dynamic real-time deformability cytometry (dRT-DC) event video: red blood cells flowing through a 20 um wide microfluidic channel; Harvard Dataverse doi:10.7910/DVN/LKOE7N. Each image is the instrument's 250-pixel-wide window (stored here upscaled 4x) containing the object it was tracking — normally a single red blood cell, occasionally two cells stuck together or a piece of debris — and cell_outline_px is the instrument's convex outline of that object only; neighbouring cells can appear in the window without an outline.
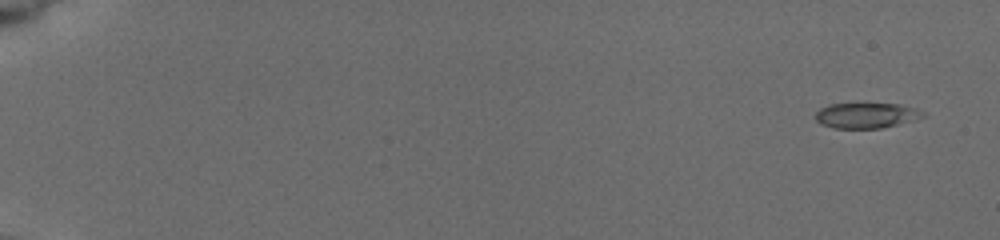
{"species": "common noctule bat (a hibernating species)", "species_latin": "Nyctalus noctula", "temperature_condition": "cold", "stored_images_in_passage": 9, "camera_frame_rate_fps": 3000, "um_per_image_px": 0.085, "animal": {"sex": "female", "body_mass_g": 19.5, "forearm_length_mm": 54.1}, "frame": {"image": 1, "passage_image": 2, "time_ms": 0.667, "image_size_px": [1000, 240], "cell_outline_px": [[924, 116], [916, 120], [880, 128], [832, 128], [820, 124], [816, 120], [816, 112], [820, 108], [828, 104], [900, 104], [916, 108], [924, 112]], "centroid_in_image_um": [73.63, 9.81], "position_along_channel_um": 11.4, "area_um2": 15.9}}
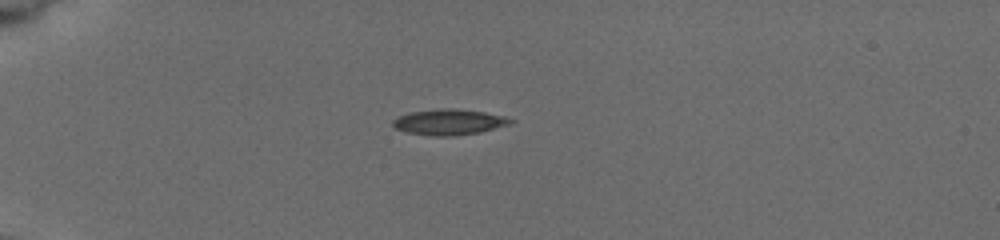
{"frame": {"image": 2, "passage_image": 7, "time_ms": 5.333, "image_size_px": [1000, 240], "cell_outline_px": [[516, 120], [512, 124], [480, 132], [452, 136], [436, 136], [404, 132], [396, 128], [392, 124], [392, 120], [408, 112], [440, 108], [456, 108], [484, 112], [504, 116]], "centroid_in_image_um": [38.19, 10.37], "position_along_channel_um": 46.8, "area_um2": 17.8}}
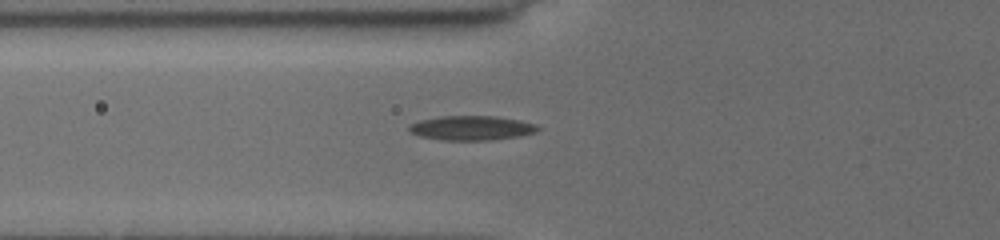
{"frame": {"image": 3, "passage_image": 9, "time_ms": 7.333, "image_size_px": [1000, 240], "cell_outline_px": [[540, 128], [536, 132], [520, 136], [488, 140], [444, 140], [420, 136], [408, 132], [408, 128], [412, 124], [420, 120], [440, 116], [496, 116], [520, 120], [536, 124]], "centroid_in_image_um": [40.09, 10.87], "position_along_channel_um": 85.7, "area_um2": 18.32}}